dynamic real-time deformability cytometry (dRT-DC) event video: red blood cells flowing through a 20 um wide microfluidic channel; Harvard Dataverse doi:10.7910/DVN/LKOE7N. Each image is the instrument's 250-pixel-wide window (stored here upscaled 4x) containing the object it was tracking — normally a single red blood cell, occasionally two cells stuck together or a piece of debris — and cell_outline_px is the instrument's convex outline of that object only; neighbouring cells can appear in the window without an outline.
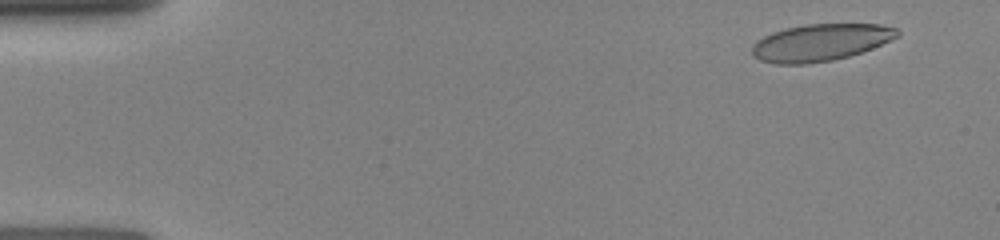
{"species": "human", "species_latin": "Homo sapiens", "temperature_condition": "room temperature", "stored_images_in_passage": 14, "camera_frame_rate_fps": 3000, "um_per_image_px": 0.085, "donor": {"sex": "female"}, "frame": {"image": 1, "passage_image": 3, "time_ms": 0.667, "image_size_px": [1000, 240], "cell_outline_px": [[900, 36], [872, 48], [848, 56], [832, 60], [804, 64], [776, 64], [760, 60], [752, 56], [752, 44], [756, 40], [772, 32], [784, 28], [804, 24], [880, 24], [900, 28]], "centroid_in_image_um": [69.74, 3.6], "position_along_channel_um": 15.3, "area_um2": 31.56}}
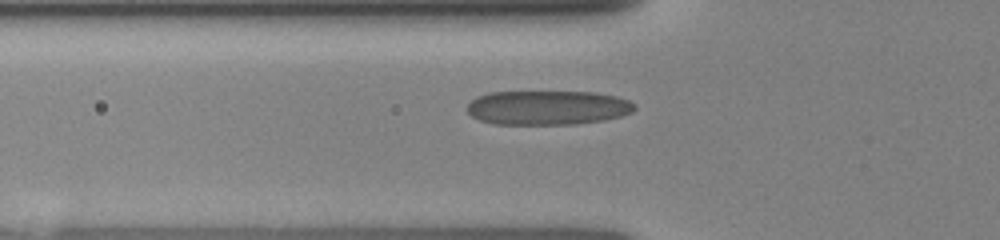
{"frame": {"image": 2, "passage_image": 12, "time_ms": 5.0, "image_size_px": [1000, 240], "cell_outline_px": [[636, 108], [632, 112], [620, 116], [604, 120], [576, 124], [492, 124], [480, 120], [472, 116], [468, 112], [468, 104], [476, 96], [488, 92], [592, 92], [616, 96], [628, 100], [636, 104]], "centroid_in_image_um": [46.55, 9.15], "position_along_channel_um": 79.3, "area_um2": 33.58}}
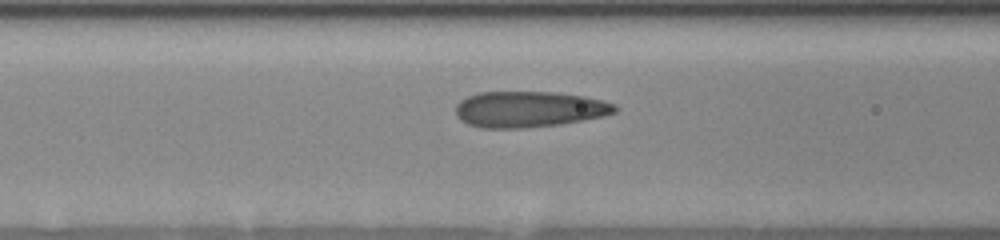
{"frame": {"image": 3, "passage_image": 14, "time_ms": 6.0, "image_size_px": [1000, 240], "cell_outline_px": [[620, 108], [616, 112], [604, 116], [560, 124], [524, 128], [480, 128], [468, 124], [460, 120], [456, 116], [456, 104], [460, 100], [468, 96], [480, 92], [552, 92], [584, 96], [616, 104]], "centroid_in_image_um": [44.96, 9.29], "position_along_channel_um": 121.6, "area_um2": 33.52}}